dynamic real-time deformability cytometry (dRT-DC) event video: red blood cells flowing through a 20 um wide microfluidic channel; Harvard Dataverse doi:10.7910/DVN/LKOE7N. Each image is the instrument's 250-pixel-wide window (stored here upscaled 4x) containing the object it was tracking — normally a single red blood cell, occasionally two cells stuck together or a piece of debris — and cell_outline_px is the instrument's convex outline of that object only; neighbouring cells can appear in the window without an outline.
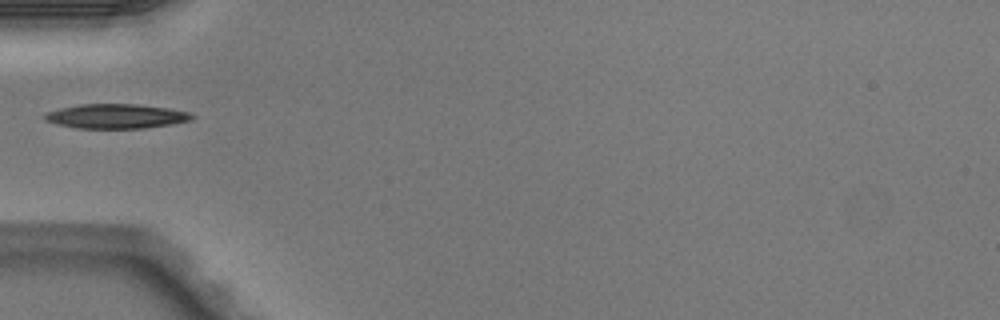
{"species": "Egyptian fruit bat (a non-hibernating species)", "species_latin": "Rousettus aegyptiacus", "temperature_condition": "warm", "stored_images_in_passage": 5, "camera_frame_rate_fps": 3000, "um_per_image_px": 0.085, "animal": {"sex": "male"}, "frame": {"image": 1, "passage_image": 5, "time_ms": 1.333, "image_size_px": [1000, 320], "cell_outline_px": [[196, 116], [192, 120], [144, 128], [76, 128], [56, 124], [44, 120], [44, 116], [48, 112], [60, 108], [80, 104], [136, 104], [168, 108], [188, 112]], "centroid_in_image_um": [9.86, 9.88], "position_along_channel_um": 75.1, "area_um2": 20.87}}